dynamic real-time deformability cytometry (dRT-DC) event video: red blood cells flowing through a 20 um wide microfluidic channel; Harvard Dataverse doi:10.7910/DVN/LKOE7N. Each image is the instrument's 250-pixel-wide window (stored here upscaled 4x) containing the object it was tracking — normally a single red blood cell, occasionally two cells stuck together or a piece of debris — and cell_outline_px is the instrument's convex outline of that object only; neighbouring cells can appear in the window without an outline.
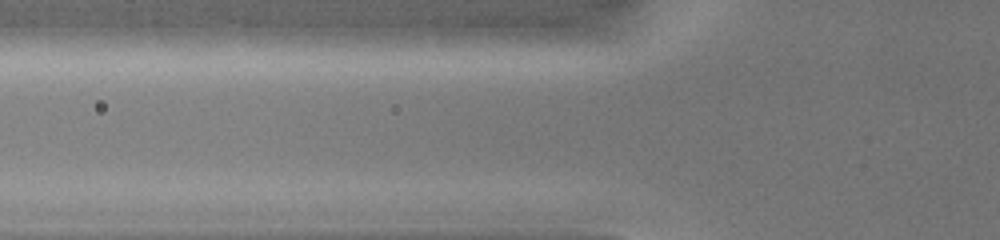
{"species": "common noctule bat (a hibernating species)", "species_latin": "Nyctalus noctula", "temperature_condition": "warm", "stored_images_in_passage": 2, "camera_frame_rate_fps": 3000, "um_per_image_px": 0.085, "animal": {"sex": "female", "body_mass_g": 19.0, "forearm_length_mm": 51.5}, "frame": {"image": 1, "passage_image": 2, "time_ms": 0.333, "image_size_px": [1000, 240], "cell_outline_px": [[628, 36], [616, 40], [596, 44], [564, 48], [408, 52], [396, 48], [396, 44], [420, 24], [572, 24], [616, 32]], "centroid_in_image_um": [42.66, 3.15], "position_along_channel_um": 83.1, "area_um2": 36.59}}